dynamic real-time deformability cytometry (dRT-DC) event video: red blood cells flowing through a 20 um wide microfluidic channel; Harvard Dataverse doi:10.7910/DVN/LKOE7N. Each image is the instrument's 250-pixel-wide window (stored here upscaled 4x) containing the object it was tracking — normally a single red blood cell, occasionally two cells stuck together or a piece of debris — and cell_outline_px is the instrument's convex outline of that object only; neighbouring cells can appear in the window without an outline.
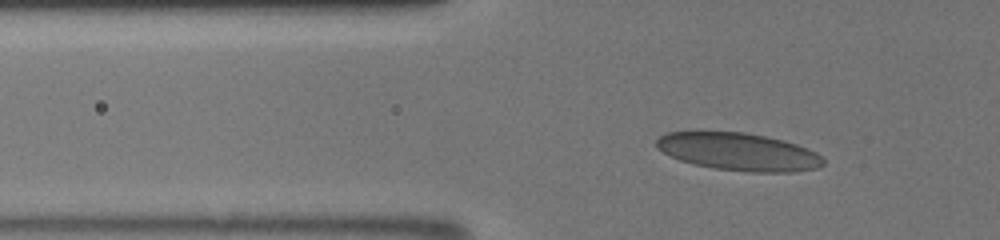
{"species": "human", "species_latin": "Homo sapiens", "temperature_condition": "room temperature", "stored_images_in_passage": 40, "segment_of_instrument_passage": [1, 2], "camera_frame_rate_fps": 3000, "um_per_image_px": 0.085, "donor": {"sex": "male"}, "frame": {"image": 1, "passage_image": 11, "time_ms": 3.333, "image_size_px": [1000, 240], "cell_outline_px": [[824, 164], [820, 168], [796, 172], [748, 172], [712, 168], [692, 164], [680, 160], [656, 148], [656, 140], [660, 136], [668, 132], [744, 132], [784, 140], [808, 148], [816, 152], [824, 160]], "centroid_in_image_um": [62.81, 12.91], "position_along_channel_um": 63.0, "area_um2": 36.7}}
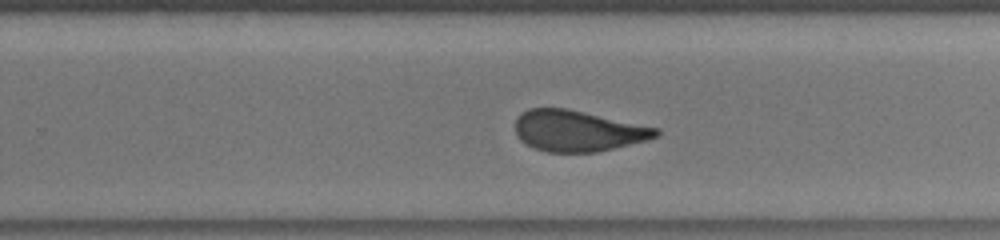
{"frame": {"image": 2, "passage_image": 26, "time_ms": 9.0, "image_size_px": [1000, 240], "cell_outline_px": [[660, 132], [656, 136], [648, 140], [596, 152], [548, 152], [532, 148], [520, 140], [516, 136], [516, 116], [528, 108], [568, 108], [660, 128]], "centroid_in_image_um": [49.1, 11.12], "position_along_channel_um": 280.7, "area_um2": 33.87}}
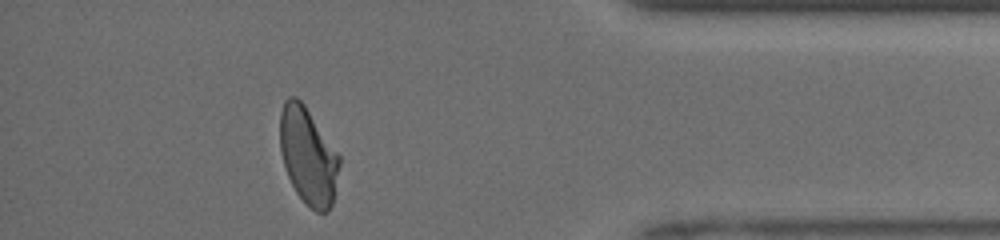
{"frame": {"image": 3, "passage_image": 36, "time_ms": 12.667, "image_size_px": [1000, 240], "cell_outline_px": [[340, 164], [332, 204], [328, 212], [316, 212], [296, 192], [288, 176], [280, 152], [280, 112], [284, 100], [288, 96], [296, 96], [304, 104], [340, 156]], "centroid_in_image_um": [26.18, 13.23], "position_along_channel_um": 409.0, "area_um2": 33.29}}